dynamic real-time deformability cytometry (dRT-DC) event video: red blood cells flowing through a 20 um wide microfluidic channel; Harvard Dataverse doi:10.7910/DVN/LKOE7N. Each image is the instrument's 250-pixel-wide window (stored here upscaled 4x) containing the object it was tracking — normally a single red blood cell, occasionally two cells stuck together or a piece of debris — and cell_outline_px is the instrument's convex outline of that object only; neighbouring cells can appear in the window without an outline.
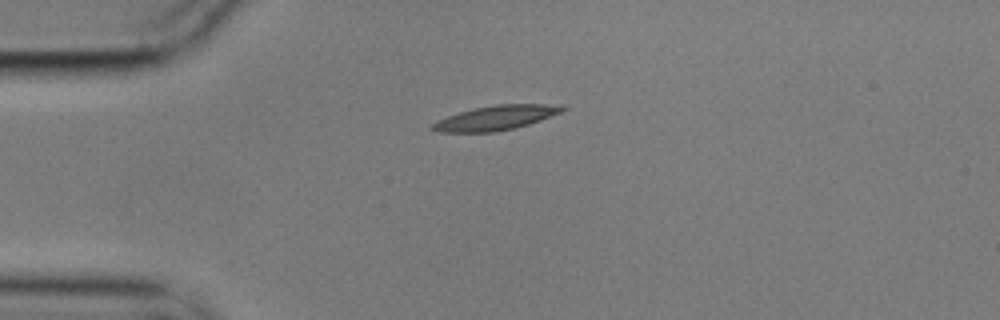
{"species": "common noctule bat (a hibernating species)", "species_latin": "Nyctalus noctula", "temperature_condition": "cold", "stored_images_in_passage": 5, "camera_frame_rate_fps": 3000, "um_per_image_px": 0.085, "animal": {"sex": "male", "body_mass_g": 17.9}, "frame": {"image": 1, "passage_image": 1, "time_ms": 0.0, "image_size_px": [1000, 320], "cell_outline_px": [[568, 108], [560, 112], [540, 120], [516, 128], [496, 132], [440, 132], [428, 128], [436, 120], [472, 108], [496, 104], [564, 104]], "centroid_in_image_um": [42.15, 10.01], "position_along_channel_um": 42.9, "area_um2": 18.73}}
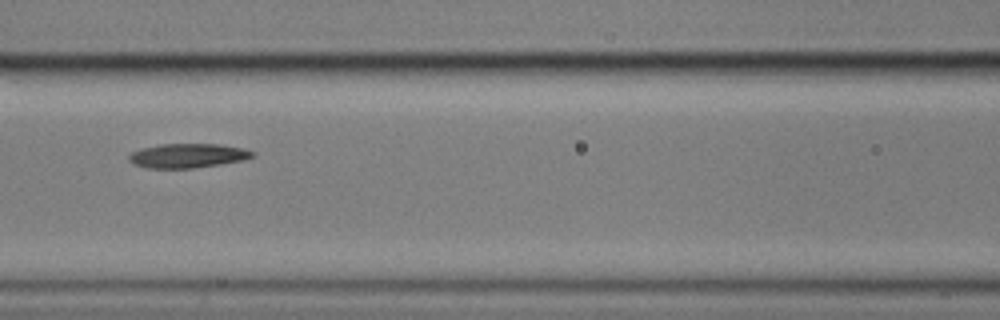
{"frame": {"image": 2, "passage_image": 4, "time_ms": 1.0, "image_size_px": [1000, 320], "cell_outline_px": [[256, 156], [244, 160], [220, 164], [192, 168], [144, 168], [132, 164], [128, 160], [128, 156], [132, 152], [140, 148], [160, 144], [220, 144], [244, 148], [256, 152]], "centroid_in_image_um": [15.96, 13.23], "position_along_channel_um": 150.6, "area_um2": 17.74}}
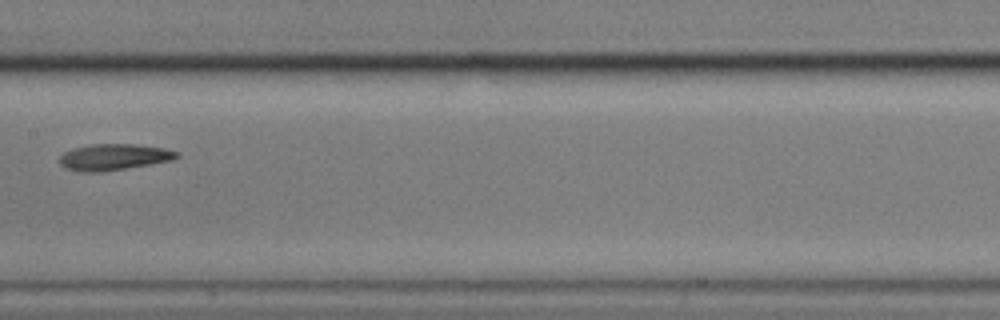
{"frame": {"image": 3, "passage_image": 5, "time_ms": 1.333, "image_size_px": [1000, 320], "cell_outline_px": [[180, 156], [172, 160], [152, 164], [100, 172], [80, 172], [64, 168], [60, 164], [60, 156], [64, 152], [72, 148], [92, 144], [132, 144], [164, 148], [180, 152]], "centroid_in_image_um": [9.67, 13.35], "position_along_channel_um": 197.7, "area_um2": 18.03}}